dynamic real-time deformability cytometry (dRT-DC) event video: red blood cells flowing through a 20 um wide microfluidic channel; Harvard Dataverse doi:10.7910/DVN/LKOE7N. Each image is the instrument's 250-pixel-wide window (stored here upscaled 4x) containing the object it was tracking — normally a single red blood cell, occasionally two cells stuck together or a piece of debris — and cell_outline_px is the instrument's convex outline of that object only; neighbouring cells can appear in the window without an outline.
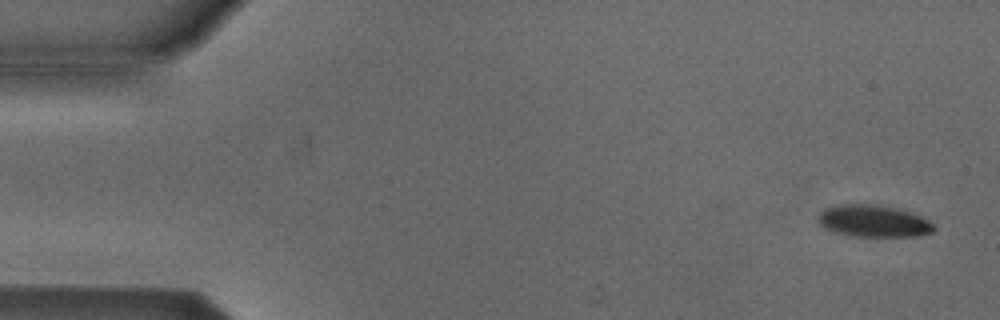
{"species": "Egyptian fruit bat (a non-hibernating species)", "species_latin": "Rousettus aegyptiacus", "temperature_condition": "cold", "stored_images_in_passage": 5, "camera_frame_rate_fps": 3000, "um_per_image_px": 0.085, "animal": {"sex": "male"}, "frame": {"image": 1, "passage_image": 1, "time_ms": 0.0, "image_size_px": [1000, 320], "cell_outline_px": [[936, 228], [932, 232], [916, 236], [852, 236], [836, 232], [824, 228], [816, 220], [816, 216], [824, 208], [840, 204], [880, 204], [912, 212], [936, 224]], "centroid_in_image_um": [74.24, 18.78], "position_along_channel_um": 10.8, "area_um2": 21.85}}